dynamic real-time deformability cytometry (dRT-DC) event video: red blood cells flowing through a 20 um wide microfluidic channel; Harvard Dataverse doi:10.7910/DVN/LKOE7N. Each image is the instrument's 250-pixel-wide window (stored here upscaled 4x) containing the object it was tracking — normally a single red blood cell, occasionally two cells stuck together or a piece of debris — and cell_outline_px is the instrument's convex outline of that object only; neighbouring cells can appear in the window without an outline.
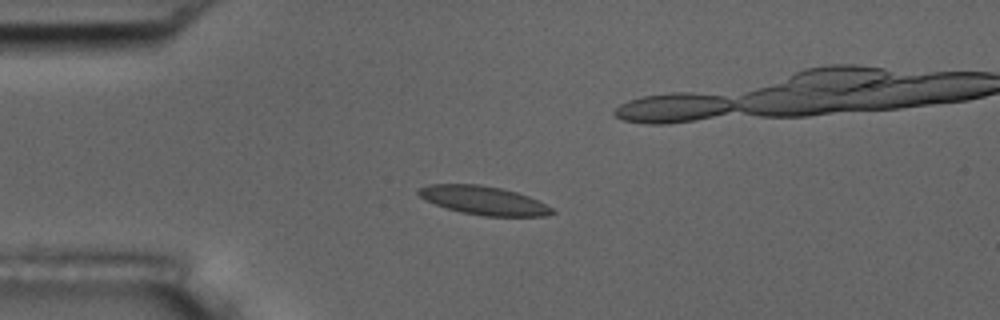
{"species": "common noctule bat (a hibernating species)", "species_latin": "Nyctalus noctula", "temperature_condition": "room temperature", "stored_images_in_passage": 11, "camera_frame_rate_fps": 3000, "um_per_image_px": 0.085, "animal": {"sex": "male", "body_mass_g": 17.5, "forearm_length_mm": 52.3}, "frame": {"image": 1, "passage_image": 4, "time_ms": 3.667, "image_size_px": [1000, 320], "cell_outline_px": [[556, 212], [544, 216], [484, 216], [460, 212], [424, 200], [416, 192], [420, 188], [428, 184], [480, 184], [500, 188], [516, 192], [528, 196], [552, 208]], "centroid_in_image_um": [41.08, 17.03], "position_along_channel_um": 43.9, "area_um2": 22.08}}